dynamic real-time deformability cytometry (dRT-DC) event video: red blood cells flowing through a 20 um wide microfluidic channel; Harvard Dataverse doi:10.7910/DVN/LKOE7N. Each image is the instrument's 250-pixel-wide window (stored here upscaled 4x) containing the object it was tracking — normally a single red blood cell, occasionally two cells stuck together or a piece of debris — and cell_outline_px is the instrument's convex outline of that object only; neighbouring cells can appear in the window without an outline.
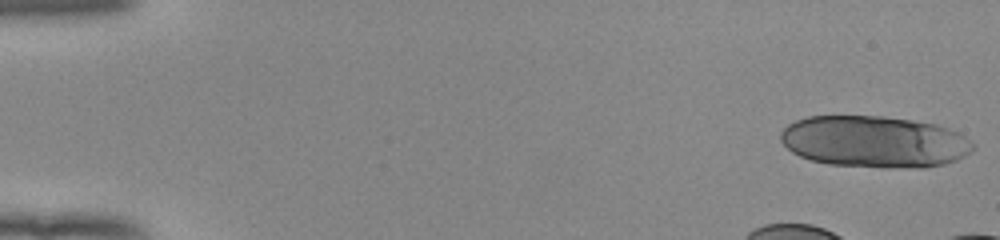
{"species": "human", "species_latin": "Homo sapiens", "temperature_condition": "room temperature", "stored_images_in_passage": 14, "camera_frame_rate_fps": 3000, "um_per_image_px": 0.085, "donor": {"sex": "female"}, "frame": {"image": 1, "passage_image": 1, "time_ms": 0.0, "image_size_px": [1000, 240], "cell_outline_px": [[976, 148], [972, 152], [956, 160], [944, 164], [924, 168], [884, 168], [828, 164], [812, 160], [800, 156], [792, 152], [780, 140], [780, 132], [788, 124], [796, 120], [808, 116], [884, 116], [912, 120], [936, 124], [948, 128], [972, 140], [976, 144]], "centroid_in_image_um": [74.35, 12.05], "position_along_channel_um": 10.6, "area_um2": 58.44}}